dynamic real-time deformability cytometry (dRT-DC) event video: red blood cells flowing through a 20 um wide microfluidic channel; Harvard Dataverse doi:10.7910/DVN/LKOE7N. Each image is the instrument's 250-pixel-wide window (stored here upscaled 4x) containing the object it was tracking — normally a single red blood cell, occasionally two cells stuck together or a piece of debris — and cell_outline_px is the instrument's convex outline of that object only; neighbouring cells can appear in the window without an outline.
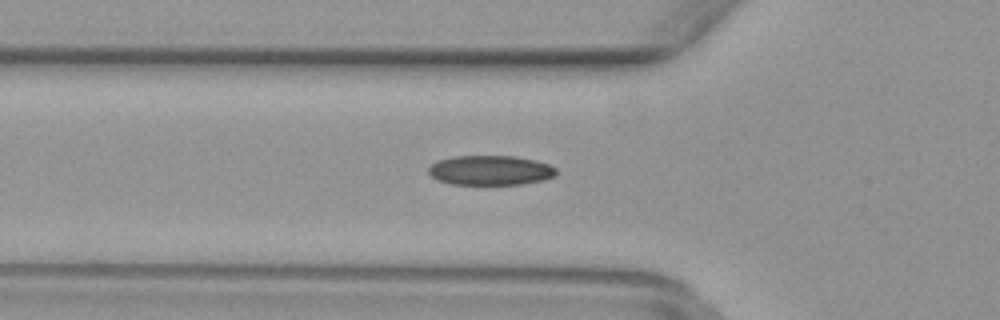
{"species": "common noctule bat (a hibernating species)", "species_latin": "Nyctalus noctula", "temperature_condition": "warm", "stored_images_in_passage": 50, "camera_frame_rate_fps": 3000, "um_per_image_px": 0.085, "animal": {"sex": "female", "body_mass_g": 29.2, "forearm_length_mm": 56.3}, "frame": {"image": 1, "passage_image": 17, "time_ms": 5.333, "image_size_px": [1000, 320], "cell_outline_px": [[556, 176], [544, 180], [524, 184], [452, 184], [440, 180], [432, 176], [428, 172], [428, 168], [436, 160], [452, 156], [516, 156], [536, 160], [548, 164], [556, 168]], "centroid_in_image_um": [41.71, 14.47], "position_along_channel_um": 84.1, "area_um2": 22.2}}
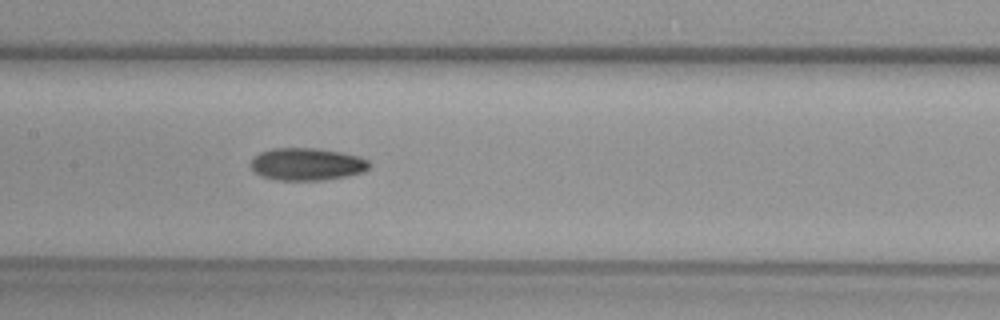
{"frame": {"image": 2, "passage_image": 24, "time_ms": 7.667, "image_size_px": [1000, 320], "cell_outline_px": [[372, 164], [364, 172], [348, 176], [324, 180], [276, 180], [260, 176], [252, 172], [248, 164], [260, 152], [272, 148], [316, 148], [344, 152], [360, 156], [368, 160]], "centroid_in_image_um": [26.09, 13.96], "position_along_channel_um": 181.3, "area_um2": 22.89}}
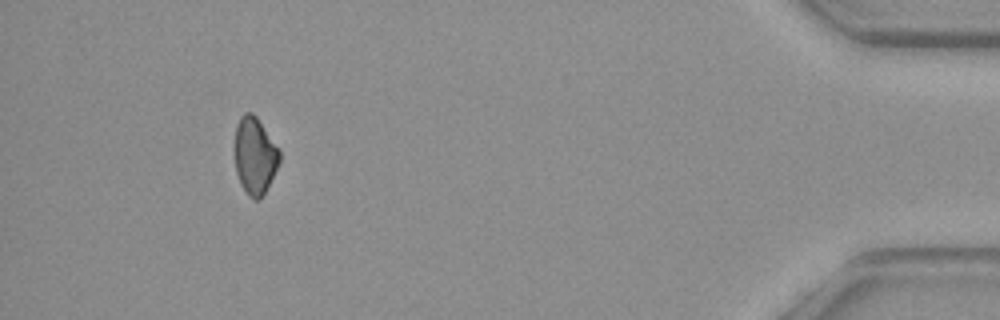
{"frame": {"image": 3, "passage_image": 46, "time_ms": 15.0, "image_size_px": [1000, 320], "cell_outline_px": [[280, 160], [260, 200], [252, 200], [248, 196], [240, 184], [236, 172], [236, 124], [240, 116], [244, 112], [252, 112], [256, 116], [280, 148]], "centroid_in_image_um": [21.67, 13.22], "position_along_channel_um": 413.5, "area_um2": 20.0}}